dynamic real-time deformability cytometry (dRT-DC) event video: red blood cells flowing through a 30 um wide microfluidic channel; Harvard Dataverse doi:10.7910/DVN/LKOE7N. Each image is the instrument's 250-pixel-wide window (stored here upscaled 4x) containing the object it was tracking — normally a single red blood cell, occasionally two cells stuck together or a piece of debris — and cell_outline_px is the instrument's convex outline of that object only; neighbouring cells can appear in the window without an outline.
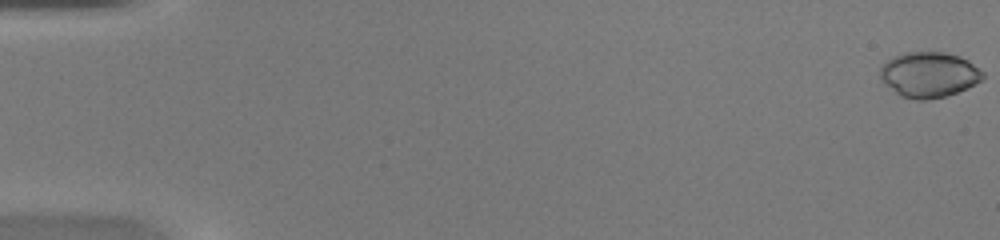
{"species": "common noctule bat (a hibernating species)", "species_latin": "Nyctalus noctula", "temperature_condition": "warm", "stored_images_in_passage": 50, "camera_frame_rate_fps": 3000, "um_per_image_px": 0.085, "animal": {"sex": "female", "body_mass_g": 20.0, "forearm_length_mm": 54.0}, "frame": {"image": 1, "passage_image": 1, "time_ms": 0.0, "image_size_px": [1000, 240], "cell_outline_px": [[984, 80], [968, 88], [944, 96], [928, 100], [916, 100], [900, 96], [884, 84], [880, 76], [880, 68], [888, 60], [904, 52], [944, 52], [960, 56], [968, 60], [984, 72]], "centroid_in_image_um": [78.99, 6.35], "position_along_channel_um": 6.0, "area_um2": 27.28}}
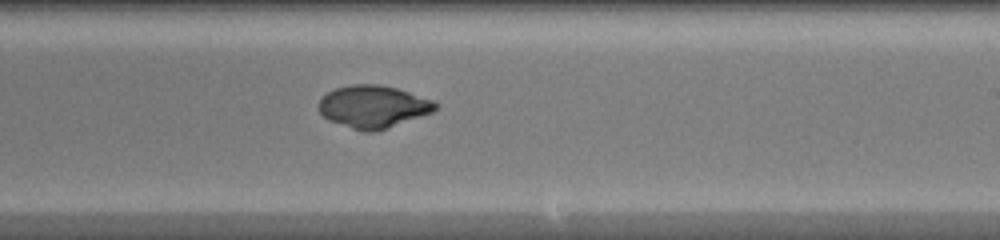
{"frame": {"image": 2, "passage_image": 31, "time_ms": 10.0, "image_size_px": [1000, 240], "cell_outline_px": [[440, 108], [432, 112], [388, 128], [372, 132], [364, 132], [328, 120], [320, 112], [316, 104], [328, 92], [336, 88], [352, 84], [380, 84], [396, 88], [432, 100], [440, 104]], "centroid_in_image_um": [31.73, 9.06], "position_along_channel_um": 257.3, "area_um2": 28.84}}
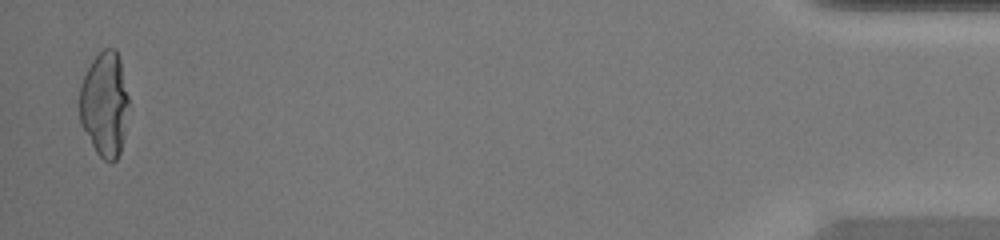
{"frame": {"image": 3, "passage_image": 49, "time_ms": 16.0, "image_size_px": [1000, 240], "cell_outline_px": [[128, 104], [124, 136], [120, 152], [116, 160], [112, 164], [104, 160], [96, 152], [80, 124], [80, 84], [92, 60], [104, 48], [116, 48], [120, 60], [128, 96]], "centroid_in_image_um": [8.89, 8.87], "position_along_channel_um": 426.3, "area_um2": 30.0}, "authors_computed_cell_mechanics": {"area_um2": 29.0156, "velocity_mm_per_s": 4.249, "shape_relaxation_time_tau1_ms": null, "shape_relaxation_time_tau2_ms": 0.875, "deformation_change_tau1": null, "deformation_change_tau2": 0.026}}